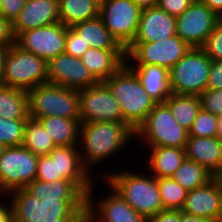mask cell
<instances>
[{"instance_id":"10","label":"cell","mask_w":222,"mask_h":222,"mask_svg":"<svg viewBox=\"0 0 222 222\" xmlns=\"http://www.w3.org/2000/svg\"><path fill=\"white\" fill-rule=\"evenodd\" d=\"M177 34L157 42H132L126 65H158L168 71L191 49Z\"/></svg>"},{"instance_id":"44","label":"cell","mask_w":222,"mask_h":222,"mask_svg":"<svg viewBox=\"0 0 222 222\" xmlns=\"http://www.w3.org/2000/svg\"><path fill=\"white\" fill-rule=\"evenodd\" d=\"M0 222L12 221V205L8 194H0ZM8 197V198H7ZM4 198H7L3 201ZM9 200V201H8ZM10 202V203H9Z\"/></svg>"},{"instance_id":"40","label":"cell","mask_w":222,"mask_h":222,"mask_svg":"<svg viewBox=\"0 0 222 222\" xmlns=\"http://www.w3.org/2000/svg\"><path fill=\"white\" fill-rule=\"evenodd\" d=\"M27 0H0V15L11 22L24 8Z\"/></svg>"},{"instance_id":"2","label":"cell","mask_w":222,"mask_h":222,"mask_svg":"<svg viewBox=\"0 0 222 222\" xmlns=\"http://www.w3.org/2000/svg\"><path fill=\"white\" fill-rule=\"evenodd\" d=\"M112 171L104 169V173H102L101 170L98 176L101 172V181L104 180L145 219L164 210L160 199L157 178L149 172H147L148 174L145 173V169L141 168L140 171L135 170V168L127 169L125 165L123 169L118 168Z\"/></svg>"},{"instance_id":"29","label":"cell","mask_w":222,"mask_h":222,"mask_svg":"<svg viewBox=\"0 0 222 222\" xmlns=\"http://www.w3.org/2000/svg\"><path fill=\"white\" fill-rule=\"evenodd\" d=\"M0 116L10 120L28 119L27 91L0 83Z\"/></svg>"},{"instance_id":"39","label":"cell","mask_w":222,"mask_h":222,"mask_svg":"<svg viewBox=\"0 0 222 222\" xmlns=\"http://www.w3.org/2000/svg\"><path fill=\"white\" fill-rule=\"evenodd\" d=\"M195 0H158L157 7L172 16L181 15Z\"/></svg>"},{"instance_id":"34","label":"cell","mask_w":222,"mask_h":222,"mask_svg":"<svg viewBox=\"0 0 222 222\" xmlns=\"http://www.w3.org/2000/svg\"><path fill=\"white\" fill-rule=\"evenodd\" d=\"M27 119L10 120L0 116V144L5 147L22 146Z\"/></svg>"},{"instance_id":"47","label":"cell","mask_w":222,"mask_h":222,"mask_svg":"<svg viewBox=\"0 0 222 222\" xmlns=\"http://www.w3.org/2000/svg\"><path fill=\"white\" fill-rule=\"evenodd\" d=\"M10 46L0 45V79L4 70V64L8 54V49Z\"/></svg>"},{"instance_id":"36","label":"cell","mask_w":222,"mask_h":222,"mask_svg":"<svg viewBox=\"0 0 222 222\" xmlns=\"http://www.w3.org/2000/svg\"><path fill=\"white\" fill-rule=\"evenodd\" d=\"M213 61H222V19L200 47Z\"/></svg>"},{"instance_id":"12","label":"cell","mask_w":222,"mask_h":222,"mask_svg":"<svg viewBox=\"0 0 222 222\" xmlns=\"http://www.w3.org/2000/svg\"><path fill=\"white\" fill-rule=\"evenodd\" d=\"M38 158L23 146L6 147L0 158V194L23 189L35 180Z\"/></svg>"},{"instance_id":"6","label":"cell","mask_w":222,"mask_h":222,"mask_svg":"<svg viewBox=\"0 0 222 222\" xmlns=\"http://www.w3.org/2000/svg\"><path fill=\"white\" fill-rule=\"evenodd\" d=\"M27 96L32 119L50 116L80 119L79 90L45 83L28 90Z\"/></svg>"},{"instance_id":"50","label":"cell","mask_w":222,"mask_h":222,"mask_svg":"<svg viewBox=\"0 0 222 222\" xmlns=\"http://www.w3.org/2000/svg\"><path fill=\"white\" fill-rule=\"evenodd\" d=\"M217 137L222 141V115L217 116Z\"/></svg>"},{"instance_id":"37","label":"cell","mask_w":222,"mask_h":222,"mask_svg":"<svg viewBox=\"0 0 222 222\" xmlns=\"http://www.w3.org/2000/svg\"><path fill=\"white\" fill-rule=\"evenodd\" d=\"M201 109L215 116L222 115V89H206L199 95Z\"/></svg>"},{"instance_id":"42","label":"cell","mask_w":222,"mask_h":222,"mask_svg":"<svg viewBox=\"0 0 222 222\" xmlns=\"http://www.w3.org/2000/svg\"><path fill=\"white\" fill-rule=\"evenodd\" d=\"M15 44L12 22L0 15V45L11 46Z\"/></svg>"},{"instance_id":"30","label":"cell","mask_w":222,"mask_h":222,"mask_svg":"<svg viewBox=\"0 0 222 222\" xmlns=\"http://www.w3.org/2000/svg\"><path fill=\"white\" fill-rule=\"evenodd\" d=\"M164 103L169 107L178 124L189 131L201 109L199 96L171 93Z\"/></svg>"},{"instance_id":"9","label":"cell","mask_w":222,"mask_h":222,"mask_svg":"<svg viewBox=\"0 0 222 222\" xmlns=\"http://www.w3.org/2000/svg\"><path fill=\"white\" fill-rule=\"evenodd\" d=\"M211 59L201 48L192 47L170 70L172 93L200 95L207 89Z\"/></svg>"},{"instance_id":"52","label":"cell","mask_w":222,"mask_h":222,"mask_svg":"<svg viewBox=\"0 0 222 222\" xmlns=\"http://www.w3.org/2000/svg\"><path fill=\"white\" fill-rule=\"evenodd\" d=\"M81 222H93L88 216H86Z\"/></svg>"},{"instance_id":"7","label":"cell","mask_w":222,"mask_h":222,"mask_svg":"<svg viewBox=\"0 0 222 222\" xmlns=\"http://www.w3.org/2000/svg\"><path fill=\"white\" fill-rule=\"evenodd\" d=\"M188 136V131L178 124L165 103H157L135 131V141H140L141 147L144 144L184 148Z\"/></svg>"},{"instance_id":"4","label":"cell","mask_w":222,"mask_h":222,"mask_svg":"<svg viewBox=\"0 0 222 222\" xmlns=\"http://www.w3.org/2000/svg\"><path fill=\"white\" fill-rule=\"evenodd\" d=\"M8 195L12 205V220L15 222L87 216V200H40L24 188L12 191Z\"/></svg>"},{"instance_id":"1","label":"cell","mask_w":222,"mask_h":222,"mask_svg":"<svg viewBox=\"0 0 222 222\" xmlns=\"http://www.w3.org/2000/svg\"><path fill=\"white\" fill-rule=\"evenodd\" d=\"M135 139V131L124 122H81L78 143L81 161L97 179L93 169L124 152V148H130L137 143Z\"/></svg>"},{"instance_id":"20","label":"cell","mask_w":222,"mask_h":222,"mask_svg":"<svg viewBox=\"0 0 222 222\" xmlns=\"http://www.w3.org/2000/svg\"><path fill=\"white\" fill-rule=\"evenodd\" d=\"M176 35V17L158 7L144 8L133 42H157Z\"/></svg>"},{"instance_id":"25","label":"cell","mask_w":222,"mask_h":222,"mask_svg":"<svg viewBox=\"0 0 222 222\" xmlns=\"http://www.w3.org/2000/svg\"><path fill=\"white\" fill-rule=\"evenodd\" d=\"M40 200H87V196L70 180L52 182L33 180L24 188Z\"/></svg>"},{"instance_id":"11","label":"cell","mask_w":222,"mask_h":222,"mask_svg":"<svg viewBox=\"0 0 222 222\" xmlns=\"http://www.w3.org/2000/svg\"><path fill=\"white\" fill-rule=\"evenodd\" d=\"M142 9L133 0H102L99 16L117 43L126 50L136 35Z\"/></svg>"},{"instance_id":"43","label":"cell","mask_w":222,"mask_h":222,"mask_svg":"<svg viewBox=\"0 0 222 222\" xmlns=\"http://www.w3.org/2000/svg\"><path fill=\"white\" fill-rule=\"evenodd\" d=\"M147 222H180V210H162L147 219Z\"/></svg>"},{"instance_id":"5","label":"cell","mask_w":222,"mask_h":222,"mask_svg":"<svg viewBox=\"0 0 222 222\" xmlns=\"http://www.w3.org/2000/svg\"><path fill=\"white\" fill-rule=\"evenodd\" d=\"M35 179L45 182L70 180L86 196L97 180L84 167L78 146H57L48 155L39 156Z\"/></svg>"},{"instance_id":"46","label":"cell","mask_w":222,"mask_h":222,"mask_svg":"<svg viewBox=\"0 0 222 222\" xmlns=\"http://www.w3.org/2000/svg\"><path fill=\"white\" fill-rule=\"evenodd\" d=\"M180 222H214V221L210 219H206V218L191 216V215L183 213L180 210Z\"/></svg>"},{"instance_id":"31","label":"cell","mask_w":222,"mask_h":222,"mask_svg":"<svg viewBox=\"0 0 222 222\" xmlns=\"http://www.w3.org/2000/svg\"><path fill=\"white\" fill-rule=\"evenodd\" d=\"M22 146L37 156L48 155L56 147L41 123L30 117L26 122Z\"/></svg>"},{"instance_id":"45","label":"cell","mask_w":222,"mask_h":222,"mask_svg":"<svg viewBox=\"0 0 222 222\" xmlns=\"http://www.w3.org/2000/svg\"><path fill=\"white\" fill-rule=\"evenodd\" d=\"M222 19V0H199Z\"/></svg>"},{"instance_id":"24","label":"cell","mask_w":222,"mask_h":222,"mask_svg":"<svg viewBox=\"0 0 222 222\" xmlns=\"http://www.w3.org/2000/svg\"><path fill=\"white\" fill-rule=\"evenodd\" d=\"M138 77L145 91L157 102L170 96L169 71L158 65H127Z\"/></svg>"},{"instance_id":"49","label":"cell","mask_w":222,"mask_h":222,"mask_svg":"<svg viewBox=\"0 0 222 222\" xmlns=\"http://www.w3.org/2000/svg\"><path fill=\"white\" fill-rule=\"evenodd\" d=\"M141 9L157 7L158 0H133Z\"/></svg>"},{"instance_id":"14","label":"cell","mask_w":222,"mask_h":222,"mask_svg":"<svg viewBox=\"0 0 222 222\" xmlns=\"http://www.w3.org/2000/svg\"><path fill=\"white\" fill-rule=\"evenodd\" d=\"M80 122H123L117 100L105 82L79 90Z\"/></svg>"},{"instance_id":"19","label":"cell","mask_w":222,"mask_h":222,"mask_svg":"<svg viewBox=\"0 0 222 222\" xmlns=\"http://www.w3.org/2000/svg\"><path fill=\"white\" fill-rule=\"evenodd\" d=\"M59 21V0H27L24 8L12 22V30L16 38L26 30Z\"/></svg>"},{"instance_id":"8","label":"cell","mask_w":222,"mask_h":222,"mask_svg":"<svg viewBox=\"0 0 222 222\" xmlns=\"http://www.w3.org/2000/svg\"><path fill=\"white\" fill-rule=\"evenodd\" d=\"M0 83L24 91L48 83L47 62L13 44L8 49Z\"/></svg>"},{"instance_id":"35","label":"cell","mask_w":222,"mask_h":222,"mask_svg":"<svg viewBox=\"0 0 222 222\" xmlns=\"http://www.w3.org/2000/svg\"><path fill=\"white\" fill-rule=\"evenodd\" d=\"M188 135L194 137H217V116L200 109L188 131Z\"/></svg>"},{"instance_id":"32","label":"cell","mask_w":222,"mask_h":222,"mask_svg":"<svg viewBox=\"0 0 222 222\" xmlns=\"http://www.w3.org/2000/svg\"><path fill=\"white\" fill-rule=\"evenodd\" d=\"M214 177L205 167L188 159L183 161L172 176L187 191L205 185Z\"/></svg>"},{"instance_id":"53","label":"cell","mask_w":222,"mask_h":222,"mask_svg":"<svg viewBox=\"0 0 222 222\" xmlns=\"http://www.w3.org/2000/svg\"><path fill=\"white\" fill-rule=\"evenodd\" d=\"M218 222H222V215H221V217H220V219H219V221Z\"/></svg>"},{"instance_id":"13","label":"cell","mask_w":222,"mask_h":222,"mask_svg":"<svg viewBox=\"0 0 222 222\" xmlns=\"http://www.w3.org/2000/svg\"><path fill=\"white\" fill-rule=\"evenodd\" d=\"M96 180L93 182L87 195V216L93 222H147L139 212H136L115 190H113L104 180V196H96L99 190ZM96 188V189H95ZM95 190V191H94ZM95 196V197H94ZM106 196V197H105ZM98 197V198H97ZM100 197V199H99ZM97 198V199H96Z\"/></svg>"},{"instance_id":"23","label":"cell","mask_w":222,"mask_h":222,"mask_svg":"<svg viewBox=\"0 0 222 222\" xmlns=\"http://www.w3.org/2000/svg\"><path fill=\"white\" fill-rule=\"evenodd\" d=\"M145 154L146 172L155 178L172 177L177 168L186 159L184 148L164 146H143ZM149 148V149H148ZM150 153V154H149ZM148 154V156L146 155Z\"/></svg>"},{"instance_id":"33","label":"cell","mask_w":222,"mask_h":222,"mask_svg":"<svg viewBox=\"0 0 222 222\" xmlns=\"http://www.w3.org/2000/svg\"><path fill=\"white\" fill-rule=\"evenodd\" d=\"M157 182L164 210H181L188 191L172 177L157 178Z\"/></svg>"},{"instance_id":"26","label":"cell","mask_w":222,"mask_h":222,"mask_svg":"<svg viewBox=\"0 0 222 222\" xmlns=\"http://www.w3.org/2000/svg\"><path fill=\"white\" fill-rule=\"evenodd\" d=\"M52 137L55 146H78L80 119L58 116L37 119Z\"/></svg>"},{"instance_id":"16","label":"cell","mask_w":222,"mask_h":222,"mask_svg":"<svg viewBox=\"0 0 222 222\" xmlns=\"http://www.w3.org/2000/svg\"><path fill=\"white\" fill-rule=\"evenodd\" d=\"M220 20L209 7L195 0L176 17V34L191 47L200 48Z\"/></svg>"},{"instance_id":"48","label":"cell","mask_w":222,"mask_h":222,"mask_svg":"<svg viewBox=\"0 0 222 222\" xmlns=\"http://www.w3.org/2000/svg\"><path fill=\"white\" fill-rule=\"evenodd\" d=\"M85 217H62L52 220L35 221V222H81Z\"/></svg>"},{"instance_id":"17","label":"cell","mask_w":222,"mask_h":222,"mask_svg":"<svg viewBox=\"0 0 222 222\" xmlns=\"http://www.w3.org/2000/svg\"><path fill=\"white\" fill-rule=\"evenodd\" d=\"M48 83L81 90L98 83L80 58L61 53L47 63Z\"/></svg>"},{"instance_id":"22","label":"cell","mask_w":222,"mask_h":222,"mask_svg":"<svg viewBox=\"0 0 222 222\" xmlns=\"http://www.w3.org/2000/svg\"><path fill=\"white\" fill-rule=\"evenodd\" d=\"M80 59L98 82H104L125 64L126 53L124 49L89 47Z\"/></svg>"},{"instance_id":"28","label":"cell","mask_w":222,"mask_h":222,"mask_svg":"<svg viewBox=\"0 0 222 222\" xmlns=\"http://www.w3.org/2000/svg\"><path fill=\"white\" fill-rule=\"evenodd\" d=\"M98 0H59V19L66 27L99 16Z\"/></svg>"},{"instance_id":"27","label":"cell","mask_w":222,"mask_h":222,"mask_svg":"<svg viewBox=\"0 0 222 222\" xmlns=\"http://www.w3.org/2000/svg\"><path fill=\"white\" fill-rule=\"evenodd\" d=\"M72 28L89 47L97 49H123L107 30L100 16L75 24Z\"/></svg>"},{"instance_id":"41","label":"cell","mask_w":222,"mask_h":222,"mask_svg":"<svg viewBox=\"0 0 222 222\" xmlns=\"http://www.w3.org/2000/svg\"><path fill=\"white\" fill-rule=\"evenodd\" d=\"M207 89L220 90L222 89V61H211V66L208 75Z\"/></svg>"},{"instance_id":"51","label":"cell","mask_w":222,"mask_h":222,"mask_svg":"<svg viewBox=\"0 0 222 222\" xmlns=\"http://www.w3.org/2000/svg\"><path fill=\"white\" fill-rule=\"evenodd\" d=\"M5 148L6 147L4 145L0 144V158L2 157V154H3L4 150H5Z\"/></svg>"},{"instance_id":"3","label":"cell","mask_w":222,"mask_h":222,"mask_svg":"<svg viewBox=\"0 0 222 222\" xmlns=\"http://www.w3.org/2000/svg\"><path fill=\"white\" fill-rule=\"evenodd\" d=\"M104 82L118 102L123 122L136 131L157 102L145 91L137 75L126 64Z\"/></svg>"},{"instance_id":"38","label":"cell","mask_w":222,"mask_h":222,"mask_svg":"<svg viewBox=\"0 0 222 222\" xmlns=\"http://www.w3.org/2000/svg\"><path fill=\"white\" fill-rule=\"evenodd\" d=\"M88 48L82 37L72 27H67L65 53L80 58Z\"/></svg>"},{"instance_id":"18","label":"cell","mask_w":222,"mask_h":222,"mask_svg":"<svg viewBox=\"0 0 222 222\" xmlns=\"http://www.w3.org/2000/svg\"><path fill=\"white\" fill-rule=\"evenodd\" d=\"M181 211L218 222L222 215V177L188 191Z\"/></svg>"},{"instance_id":"15","label":"cell","mask_w":222,"mask_h":222,"mask_svg":"<svg viewBox=\"0 0 222 222\" xmlns=\"http://www.w3.org/2000/svg\"><path fill=\"white\" fill-rule=\"evenodd\" d=\"M66 36L67 27L59 21L21 32L15 38V44L48 63L57 55L65 52Z\"/></svg>"},{"instance_id":"21","label":"cell","mask_w":222,"mask_h":222,"mask_svg":"<svg viewBox=\"0 0 222 222\" xmlns=\"http://www.w3.org/2000/svg\"><path fill=\"white\" fill-rule=\"evenodd\" d=\"M186 159L197 162L215 177H222V141L218 137L188 136Z\"/></svg>"}]
</instances>
